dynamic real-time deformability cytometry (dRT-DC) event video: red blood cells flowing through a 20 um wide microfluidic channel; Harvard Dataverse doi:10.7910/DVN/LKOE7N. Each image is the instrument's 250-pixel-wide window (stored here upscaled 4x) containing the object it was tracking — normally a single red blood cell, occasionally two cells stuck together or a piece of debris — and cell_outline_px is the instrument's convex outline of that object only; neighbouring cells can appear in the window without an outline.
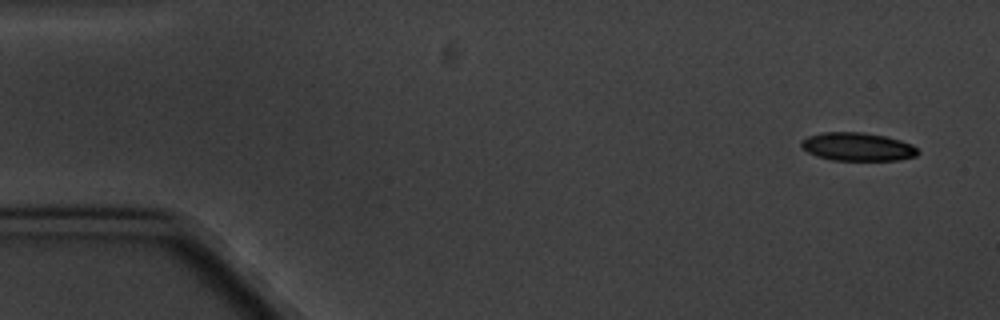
{"species": "common noctule bat (a hibernating species)", "species_latin": "Nyctalus noctula", "temperature_condition": "cold", "stored_images_in_passage": 5, "camera_frame_rate_fps": 3000, "um_per_image_px": 0.085, "animal": {"sex": "male", "body_mass_g": 20.1, "forearm_length_mm": 53.5}, "frame": {"image": 1, "passage_image": 1, "time_ms": 0.0, "image_size_px": [1000, 320], "cell_outline_px": [[920, 152], [916, 156], [900, 160], [832, 160], [816, 156], [808, 152], [800, 144], [800, 140], [808, 136], [824, 132], [860, 132], [884, 136], [900, 140], [912, 144]], "centroid_in_image_um": [72.89, 12.48], "position_along_channel_um": 12.1, "area_um2": 19.19}}
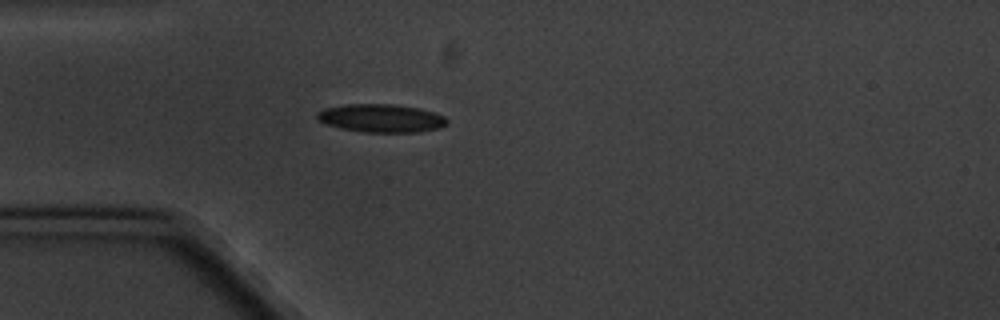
{"frame": {"image": 2, "passage_image": 4, "time_ms": 4.333, "image_size_px": [1000, 320], "cell_outline_px": [[448, 124], [440, 128], [420, 132], [364, 132], [340, 128], [328, 124], [320, 120], [316, 116], [316, 112], [324, 108], [344, 104], [392, 104], [420, 108], [444, 116], [448, 120]], "centroid_in_image_um": [32.42, 10.04], "position_along_channel_um": 52.6, "area_um2": 21.39}}